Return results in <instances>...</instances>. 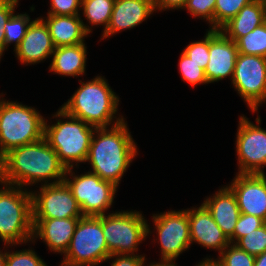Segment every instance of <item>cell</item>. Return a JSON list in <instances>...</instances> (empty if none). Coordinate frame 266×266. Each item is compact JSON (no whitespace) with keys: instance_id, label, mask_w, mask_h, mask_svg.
I'll return each instance as SVG.
<instances>
[{"instance_id":"obj_16","label":"cell","mask_w":266,"mask_h":266,"mask_svg":"<svg viewBox=\"0 0 266 266\" xmlns=\"http://www.w3.org/2000/svg\"><path fill=\"white\" fill-rule=\"evenodd\" d=\"M189 220L191 245L197 243L201 247L218 251L220 254L229 244L220 227L216 224L207 208L201 204L199 207L186 209Z\"/></svg>"},{"instance_id":"obj_1","label":"cell","mask_w":266,"mask_h":266,"mask_svg":"<svg viewBox=\"0 0 266 266\" xmlns=\"http://www.w3.org/2000/svg\"><path fill=\"white\" fill-rule=\"evenodd\" d=\"M66 170L45 138L11 149L0 159V181L24 189L61 183Z\"/></svg>"},{"instance_id":"obj_8","label":"cell","mask_w":266,"mask_h":266,"mask_svg":"<svg viewBox=\"0 0 266 266\" xmlns=\"http://www.w3.org/2000/svg\"><path fill=\"white\" fill-rule=\"evenodd\" d=\"M112 212V213H111ZM148 220L137 210L110 211L102 215V230L111 255H135L147 239Z\"/></svg>"},{"instance_id":"obj_30","label":"cell","mask_w":266,"mask_h":266,"mask_svg":"<svg viewBox=\"0 0 266 266\" xmlns=\"http://www.w3.org/2000/svg\"><path fill=\"white\" fill-rule=\"evenodd\" d=\"M234 244L252 256L264 253L266 251V223L259 229L239 238Z\"/></svg>"},{"instance_id":"obj_28","label":"cell","mask_w":266,"mask_h":266,"mask_svg":"<svg viewBox=\"0 0 266 266\" xmlns=\"http://www.w3.org/2000/svg\"><path fill=\"white\" fill-rule=\"evenodd\" d=\"M251 1L253 0H216L214 11V30H219Z\"/></svg>"},{"instance_id":"obj_7","label":"cell","mask_w":266,"mask_h":266,"mask_svg":"<svg viewBox=\"0 0 266 266\" xmlns=\"http://www.w3.org/2000/svg\"><path fill=\"white\" fill-rule=\"evenodd\" d=\"M110 255L102 230V215L82 216L60 264L97 266L105 262Z\"/></svg>"},{"instance_id":"obj_18","label":"cell","mask_w":266,"mask_h":266,"mask_svg":"<svg viewBox=\"0 0 266 266\" xmlns=\"http://www.w3.org/2000/svg\"><path fill=\"white\" fill-rule=\"evenodd\" d=\"M154 11L153 0H115L110 22L100 39L105 40L115 33L137 27Z\"/></svg>"},{"instance_id":"obj_12","label":"cell","mask_w":266,"mask_h":266,"mask_svg":"<svg viewBox=\"0 0 266 266\" xmlns=\"http://www.w3.org/2000/svg\"><path fill=\"white\" fill-rule=\"evenodd\" d=\"M231 84L251 113L259 112L266 103V58L238 53Z\"/></svg>"},{"instance_id":"obj_25","label":"cell","mask_w":266,"mask_h":266,"mask_svg":"<svg viewBox=\"0 0 266 266\" xmlns=\"http://www.w3.org/2000/svg\"><path fill=\"white\" fill-rule=\"evenodd\" d=\"M238 53L266 58V22L236 42Z\"/></svg>"},{"instance_id":"obj_39","label":"cell","mask_w":266,"mask_h":266,"mask_svg":"<svg viewBox=\"0 0 266 266\" xmlns=\"http://www.w3.org/2000/svg\"><path fill=\"white\" fill-rule=\"evenodd\" d=\"M254 266H266V251L255 256Z\"/></svg>"},{"instance_id":"obj_14","label":"cell","mask_w":266,"mask_h":266,"mask_svg":"<svg viewBox=\"0 0 266 266\" xmlns=\"http://www.w3.org/2000/svg\"><path fill=\"white\" fill-rule=\"evenodd\" d=\"M227 186L236 197L240 213L257 216L266 222V173H236Z\"/></svg>"},{"instance_id":"obj_15","label":"cell","mask_w":266,"mask_h":266,"mask_svg":"<svg viewBox=\"0 0 266 266\" xmlns=\"http://www.w3.org/2000/svg\"><path fill=\"white\" fill-rule=\"evenodd\" d=\"M238 49L220 30L209 29V61L205 69L208 84L232 80Z\"/></svg>"},{"instance_id":"obj_3","label":"cell","mask_w":266,"mask_h":266,"mask_svg":"<svg viewBox=\"0 0 266 266\" xmlns=\"http://www.w3.org/2000/svg\"><path fill=\"white\" fill-rule=\"evenodd\" d=\"M79 84L70 99L60 106L68 115L95 128L111 127L125 120L118 112L120 98L104 76L86 82L79 79Z\"/></svg>"},{"instance_id":"obj_36","label":"cell","mask_w":266,"mask_h":266,"mask_svg":"<svg viewBox=\"0 0 266 266\" xmlns=\"http://www.w3.org/2000/svg\"><path fill=\"white\" fill-rule=\"evenodd\" d=\"M19 0H0V61L3 53H5V34L4 25L10 19L12 14L16 12Z\"/></svg>"},{"instance_id":"obj_4","label":"cell","mask_w":266,"mask_h":266,"mask_svg":"<svg viewBox=\"0 0 266 266\" xmlns=\"http://www.w3.org/2000/svg\"><path fill=\"white\" fill-rule=\"evenodd\" d=\"M52 118L54 124L45 119L44 138L57 153L60 162L68 168H79L86 162L95 127L68 115L59 108ZM61 118V119H60Z\"/></svg>"},{"instance_id":"obj_31","label":"cell","mask_w":266,"mask_h":266,"mask_svg":"<svg viewBox=\"0 0 266 266\" xmlns=\"http://www.w3.org/2000/svg\"><path fill=\"white\" fill-rule=\"evenodd\" d=\"M11 246L18 245H8L6 266H49L32 247L20 251H11L9 249Z\"/></svg>"},{"instance_id":"obj_11","label":"cell","mask_w":266,"mask_h":266,"mask_svg":"<svg viewBox=\"0 0 266 266\" xmlns=\"http://www.w3.org/2000/svg\"><path fill=\"white\" fill-rule=\"evenodd\" d=\"M255 121L256 124L244 114L238 120L235 148L239 174H265L266 129L261 127L258 113Z\"/></svg>"},{"instance_id":"obj_6","label":"cell","mask_w":266,"mask_h":266,"mask_svg":"<svg viewBox=\"0 0 266 266\" xmlns=\"http://www.w3.org/2000/svg\"><path fill=\"white\" fill-rule=\"evenodd\" d=\"M31 189L0 181V241L8 245L32 242Z\"/></svg>"},{"instance_id":"obj_10","label":"cell","mask_w":266,"mask_h":266,"mask_svg":"<svg viewBox=\"0 0 266 266\" xmlns=\"http://www.w3.org/2000/svg\"><path fill=\"white\" fill-rule=\"evenodd\" d=\"M75 167L68 168L64 182L71 189L83 216H101L108 214L114 203L118 187L112 182L102 180L98 175L88 171L75 174Z\"/></svg>"},{"instance_id":"obj_41","label":"cell","mask_w":266,"mask_h":266,"mask_svg":"<svg viewBox=\"0 0 266 266\" xmlns=\"http://www.w3.org/2000/svg\"><path fill=\"white\" fill-rule=\"evenodd\" d=\"M2 245H4L3 247L4 250L3 249L1 250L0 247V266H6L8 244L3 243Z\"/></svg>"},{"instance_id":"obj_2","label":"cell","mask_w":266,"mask_h":266,"mask_svg":"<svg viewBox=\"0 0 266 266\" xmlns=\"http://www.w3.org/2000/svg\"><path fill=\"white\" fill-rule=\"evenodd\" d=\"M138 152L127 121L123 120L111 127L95 128L85 163L92 167L90 172L119 187Z\"/></svg>"},{"instance_id":"obj_42","label":"cell","mask_w":266,"mask_h":266,"mask_svg":"<svg viewBox=\"0 0 266 266\" xmlns=\"http://www.w3.org/2000/svg\"><path fill=\"white\" fill-rule=\"evenodd\" d=\"M145 266H177L176 263H157L156 261L154 262H148Z\"/></svg>"},{"instance_id":"obj_40","label":"cell","mask_w":266,"mask_h":266,"mask_svg":"<svg viewBox=\"0 0 266 266\" xmlns=\"http://www.w3.org/2000/svg\"><path fill=\"white\" fill-rule=\"evenodd\" d=\"M196 266H221L215 259H202Z\"/></svg>"},{"instance_id":"obj_35","label":"cell","mask_w":266,"mask_h":266,"mask_svg":"<svg viewBox=\"0 0 266 266\" xmlns=\"http://www.w3.org/2000/svg\"><path fill=\"white\" fill-rule=\"evenodd\" d=\"M82 0H50L46 15H80Z\"/></svg>"},{"instance_id":"obj_13","label":"cell","mask_w":266,"mask_h":266,"mask_svg":"<svg viewBox=\"0 0 266 266\" xmlns=\"http://www.w3.org/2000/svg\"><path fill=\"white\" fill-rule=\"evenodd\" d=\"M38 187L36 190H32L31 187L33 219H65L83 216L77 200L64 181Z\"/></svg>"},{"instance_id":"obj_17","label":"cell","mask_w":266,"mask_h":266,"mask_svg":"<svg viewBox=\"0 0 266 266\" xmlns=\"http://www.w3.org/2000/svg\"><path fill=\"white\" fill-rule=\"evenodd\" d=\"M54 49L47 25L37 17L28 26L25 36L14 52L19 62L28 66L51 58Z\"/></svg>"},{"instance_id":"obj_26","label":"cell","mask_w":266,"mask_h":266,"mask_svg":"<svg viewBox=\"0 0 266 266\" xmlns=\"http://www.w3.org/2000/svg\"><path fill=\"white\" fill-rule=\"evenodd\" d=\"M31 20L27 13H13L10 19L6 22L4 27L5 34V51H8V47L13 44L14 50L19 46L23 37L26 34L27 28L30 25Z\"/></svg>"},{"instance_id":"obj_20","label":"cell","mask_w":266,"mask_h":266,"mask_svg":"<svg viewBox=\"0 0 266 266\" xmlns=\"http://www.w3.org/2000/svg\"><path fill=\"white\" fill-rule=\"evenodd\" d=\"M202 204L230 243L234 244V230L240 216V209L233 191L227 185L221 186L212 196H206Z\"/></svg>"},{"instance_id":"obj_24","label":"cell","mask_w":266,"mask_h":266,"mask_svg":"<svg viewBox=\"0 0 266 266\" xmlns=\"http://www.w3.org/2000/svg\"><path fill=\"white\" fill-rule=\"evenodd\" d=\"M115 0H82L81 14L84 17L83 22L85 30L90 34L94 26H103L104 32L111 19ZM90 26H89V25ZM92 26V27H91Z\"/></svg>"},{"instance_id":"obj_38","label":"cell","mask_w":266,"mask_h":266,"mask_svg":"<svg viewBox=\"0 0 266 266\" xmlns=\"http://www.w3.org/2000/svg\"><path fill=\"white\" fill-rule=\"evenodd\" d=\"M154 1V9L155 13L157 11L162 12L163 11H169L170 9L172 10H178V9H183L187 3L188 0H153Z\"/></svg>"},{"instance_id":"obj_34","label":"cell","mask_w":266,"mask_h":266,"mask_svg":"<svg viewBox=\"0 0 266 266\" xmlns=\"http://www.w3.org/2000/svg\"><path fill=\"white\" fill-rule=\"evenodd\" d=\"M265 223L263 219L257 216L240 213L234 230V243L246 234L259 229Z\"/></svg>"},{"instance_id":"obj_22","label":"cell","mask_w":266,"mask_h":266,"mask_svg":"<svg viewBox=\"0 0 266 266\" xmlns=\"http://www.w3.org/2000/svg\"><path fill=\"white\" fill-rule=\"evenodd\" d=\"M266 22V0H253L245 5L235 17L231 18L219 30L236 42L240 37L252 32Z\"/></svg>"},{"instance_id":"obj_33","label":"cell","mask_w":266,"mask_h":266,"mask_svg":"<svg viewBox=\"0 0 266 266\" xmlns=\"http://www.w3.org/2000/svg\"><path fill=\"white\" fill-rule=\"evenodd\" d=\"M204 35L203 39L190 42L182 52L205 70L209 61V29Z\"/></svg>"},{"instance_id":"obj_32","label":"cell","mask_w":266,"mask_h":266,"mask_svg":"<svg viewBox=\"0 0 266 266\" xmlns=\"http://www.w3.org/2000/svg\"><path fill=\"white\" fill-rule=\"evenodd\" d=\"M216 0H188L184 10L197 19L205 20L209 29H214V11Z\"/></svg>"},{"instance_id":"obj_21","label":"cell","mask_w":266,"mask_h":266,"mask_svg":"<svg viewBox=\"0 0 266 266\" xmlns=\"http://www.w3.org/2000/svg\"><path fill=\"white\" fill-rule=\"evenodd\" d=\"M40 18L47 25L54 47L85 43L90 34L85 30L81 15H46Z\"/></svg>"},{"instance_id":"obj_37","label":"cell","mask_w":266,"mask_h":266,"mask_svg":"<svg viewBox=\"0 0 266 266\" xmlns=\"http://www.w3.org/2000/svg\"><path fill=\"white\" fill-rule=\"evenodd\" d=\"M112 260L110 262L111 266H145L147 264V258L145 257V254H135V255H127V254H115L110 255L108 260Z\"/></svg>"},{"instance_id":"obj_29","label":"cell","mask_w":266,"mask_h":266,"mask_svg":"<svg viewBox=\"0 0 266 266\" xmlns=\"http://www.w3.org/2000/svg\"><path fill=\"white\" fill-rule=\"evenodd\" d=\"M179 73L183 82L190 84L191 87L200 84H208L205 70L200 65L193 62L185 53L181 52L179 58Z\"/></svg>"},{"instance_id":"obj_19","label":"cell","mask_w":266,"mask_h":266,"mask_svg":"<svg viewBox=\"0 0 266 266\" xmlns=\"http://www.w3.org/2000/svg\"><path fill=\"white\" fill-rule=\"evenodd\" d=\"M81 217L65 219H33L32 244L42 240L50 252L63 255L72 240L76 225Z\"/></svg>"},{"instance_id":"obj_23","label":"cell","mask_w":266,"mask_h":266,"mask_svg":"<svg viewBox=\"0 0 266 266\" xmlns=\"http://www.w3.org/2000/svg\"><path fill=\"white\" fill-rule=\"evenodd\" d=\"M51 57L48 67L53 74L76 78L86 75V43L56 47Z\"/></svg>"},{"instance_id":"obj_9","label":"cell","mask_w":266,"mask_h":266,"mask_svg":"<svg viewBox=\"0 0 266 266\" xmlns=\"http://www.w3.org/2000/svg\"><path fill=\"white\" fill-rule=\"evenodd\" d=\"M152 215L151 220L155 227H150L151 223L147 225V237L153 232L152 242H158L160 246L161 259L157 263H175L178 257L191 247L188 213L186 209H181Z\"/></svg>"},{"instance_id":"obj_5","label":"cell","mask_w":266,"mask_h":266,"mask_svg":"<svg viewBox=\"0 0 266 266\" xmlns=\"http://www.w3.org/2000/svg\"><path fill=\"white\" fill-rule=\"evenodd\" d=\"M0 93V159L11 149L44 138L43 117L35 107L3 98Z\"/></svg>"},{"instance_id":"obj_27","label":"cell","mask_w":266,"mask_h":266,"mask_svg":"<svg viewBox=\"0 0 266 266\" xmlns=\"http://www.w3.org/2000/svg\"><path fill=\"white\" fill-rule=\"evenodd\" d=\"M203 259H215L221 266H254L255 256L230 243L217 258L207 256Z\"/></svg>"}]
</instances>
